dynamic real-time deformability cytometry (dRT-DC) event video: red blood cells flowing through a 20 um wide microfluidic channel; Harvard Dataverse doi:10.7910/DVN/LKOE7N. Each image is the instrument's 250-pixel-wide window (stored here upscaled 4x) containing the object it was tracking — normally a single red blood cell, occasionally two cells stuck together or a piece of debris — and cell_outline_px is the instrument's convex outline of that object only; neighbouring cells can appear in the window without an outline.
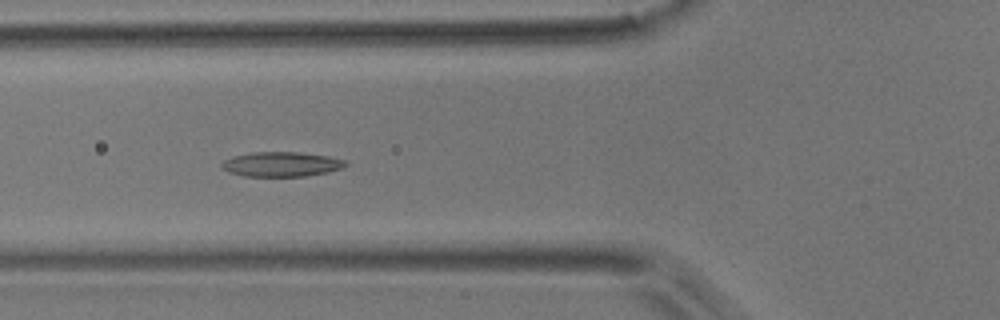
{"species": "common noctule bat (a hibernating species)", "species_latin": "Nyctalus noctula", "temperature_condition": "room temperature", "stored_images_in_passage": 8, "camera_frame_rate_fps": 3000, "um_per_image_px": 0.085, "animal": {"sex": "male", "body_mass_g": 17.9}, "frame": {"image": 1, "passage_image": 6, "time_ms": 6.0, "image_size_px": [1000, 320], "cell_outline_px": [[348, 164], [340, 168], [328, 172], [304, 176], [244, 176], [228, 172], [220, 168], [220, 164], [224, 160], [232, 156], [252, 152], [300, 152], [328, 156], [344, 160]], "centroid_in_image_um": [23.86, 13.95], "position_along_channel_um": 101.9, "area_um2": 17.86}}
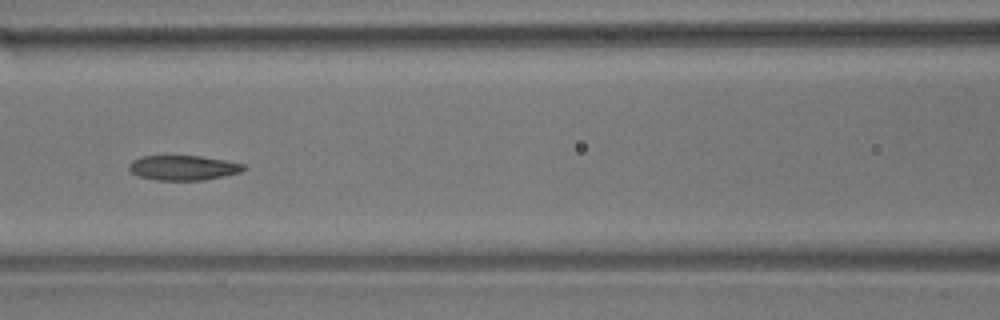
{"frame": {"image": 2, "passage_image": 7, "time_ms": 7.333, "image_size_px": [1000, 320], "cell_outline_px": [[248, 168], [240, 172], [224, 176], [204, 180], [156, 180], [140, 176], [132, 172], [128, 168], [128, 164], [132, 160], [140, 156], [200, 156], [224, 160], [244, 164]], "centroid_in_image_um": [15.58, 14.26], "position_along_channel_um": 151.0, "area_um2": 16.59}}
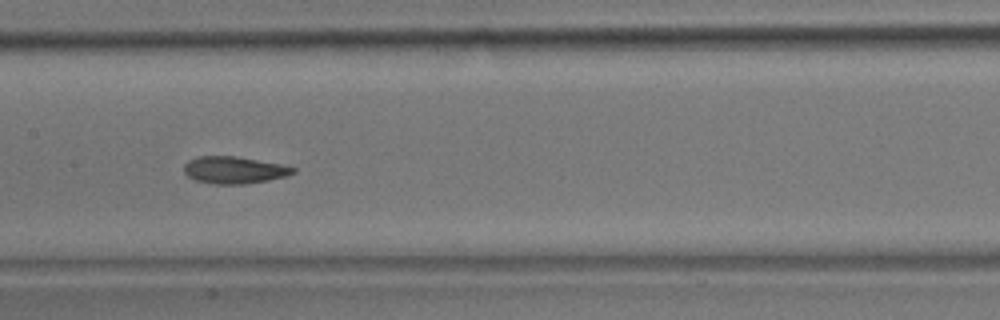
{"frame": {"image": 3, "passage_image": 8, "time_ms": 8.333, "image_size_px": [1000, 320], "cell_outline_px": [[296, 172], [288, 176], [268, 180], [244, 184], [216, 184], [196, 180], [188, 176], [184, 172], [184, 164], [188, 160], [196, 156], [236, 156], [280, 164], [296, 168]], "centroid_in_image_um": [19.9, 14.45], "position_along_channel_um": 187.5, "area_um2": 17.22}}